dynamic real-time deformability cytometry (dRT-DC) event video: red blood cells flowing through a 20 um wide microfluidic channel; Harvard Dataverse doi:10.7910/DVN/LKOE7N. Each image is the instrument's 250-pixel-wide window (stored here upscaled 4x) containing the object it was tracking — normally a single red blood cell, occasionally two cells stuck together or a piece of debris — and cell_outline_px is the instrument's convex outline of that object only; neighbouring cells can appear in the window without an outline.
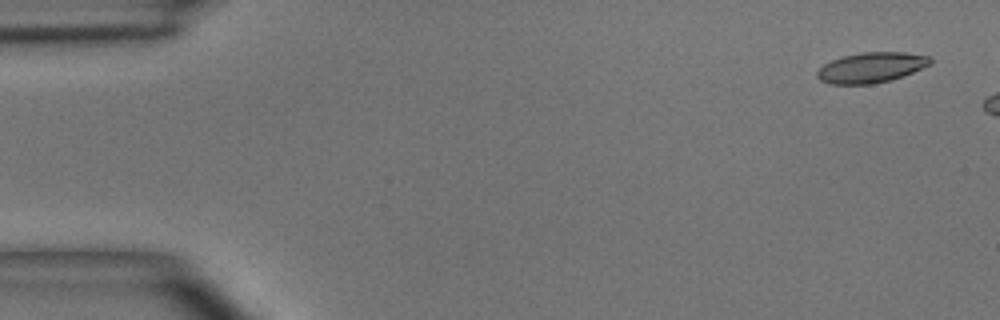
{"species": "common noctule bat (a hibernating species)", "species_latin": "Nyctalus noctula", "temperature_condition": "room temperature", "stored_images_in_passage": 3, "camera_frame_rate_fps": 3000, "um_per_image_px": 0.085, "animal": {"sex": "male", "body_mass_g": 15.6}, "frame": {"image": 1, "passage_image": 1, "time_ms": 0.0, "image_size_px": [1000, 320], "cell_outline_px": [[932, 64], [912, 72], [888, 80], [872, 84], [832, 84], [820, 80], [816, 76], [816, 72], [824, 64], [832, 60], [844, 56], [864, 52], [904, 52], [928, 56], [932, 60]], "centroid_in_image_um": [74.04, 5.73], "position_along_channel_um": 11.0, "area_um2": 19.71}}